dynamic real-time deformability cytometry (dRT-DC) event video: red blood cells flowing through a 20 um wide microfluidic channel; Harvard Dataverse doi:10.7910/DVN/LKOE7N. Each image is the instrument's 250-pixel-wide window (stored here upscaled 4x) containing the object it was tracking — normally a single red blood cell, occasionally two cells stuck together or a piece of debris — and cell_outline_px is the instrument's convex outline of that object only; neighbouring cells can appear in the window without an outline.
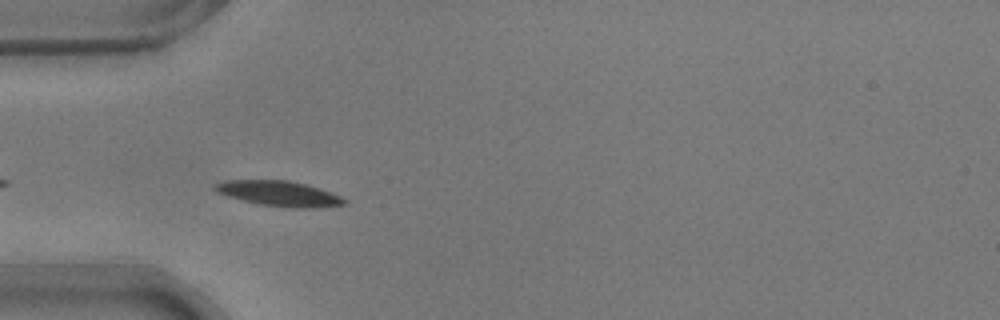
{"species": "common noctule bat (a hibernating species)", "species_latin": "Nyctalus noctula", "temperature_condition": "warm", "stored_images_in_passage": 32, "camera_frame_rate_fps": 3000, "um_per_image_px": 0.085, "animal": {"sex": "male", "body_mass_g": 17.9}, "frame": {"image": 1, "passage_image": 3, "time_ms": 0.667, "image_size_px": [1000, 320], "cell_outline_px": [[348, 204], [312, 208], [292, 208], [260, 204], [228, 196], [216, 192], [212, 188], [212, 184], [224, 180], [288, 180], [308, 184], [340, 196], [348, 200]], "centroid_in_image_um": [23.72, 16.44], "position_along_channel_um": 61.3, "area_um2": 19.13}}
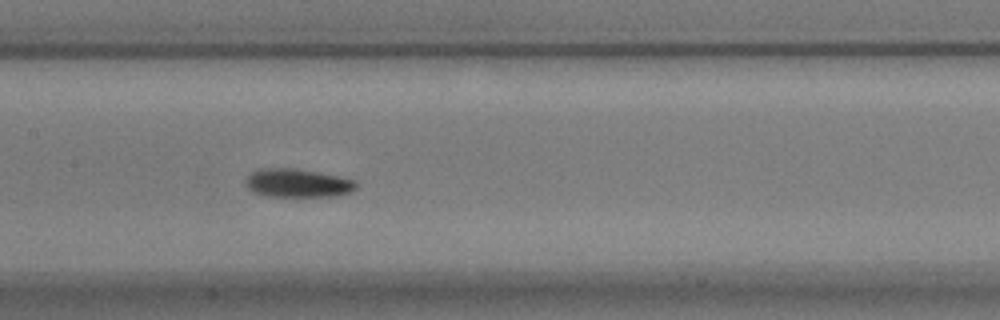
{"frame": {"image": 2, "passage_image": 13, "time_ms": 4.0, "image_size_px": [1000, 320], "cell_outline_px": [[356, 188], [348, 192], [336, 196], [264, 196], [252, 192], [244, 184], [244, 180], [252, 172], [260, 168], [296, 168], [320, 172], [356, 180]], "centroid_in_image_um": [25.25, 15.55], "position_along_channel_um": 182.1, "area_um2": 18.5}}
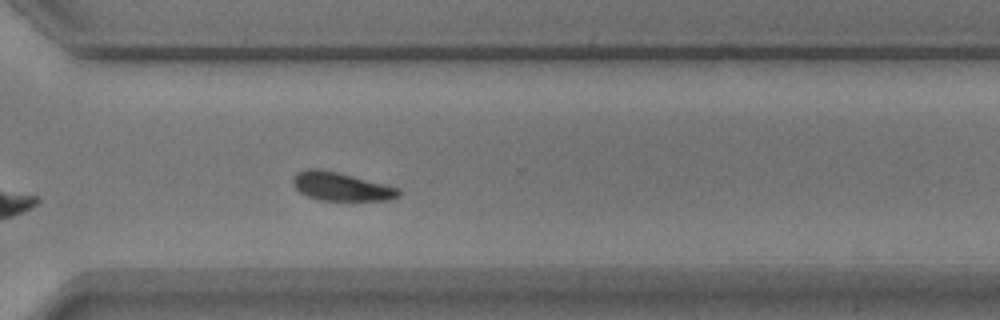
{"frame": {"image": 3, "passage_image": 26, "time_ms": 8.333, "image_size_px": [1000, 320], "cell_outline_px": [[400, 196], [388, 200], [320, 200], [308, 196], [300, 192], [292, 184], [292, 180], [300, 172], [312, 168], [316, 168], [336, 172], [400, 188]], "centroid_in_image_um": [29.02, 15.87], "position_along_channel_um": 341.6, "area_um2": 17.11}, "authors_computed_cell_mechanics": {"area_um2": 18.5538, "velocity_mm_per_s": 3.6836, "shape_relaxation_time_tau1_ms": 3.0912, "shape_relaxation_time_tau2_ms": null, "deformation_change_tau1": 0.1198, "deformation_change_tau2": null}}